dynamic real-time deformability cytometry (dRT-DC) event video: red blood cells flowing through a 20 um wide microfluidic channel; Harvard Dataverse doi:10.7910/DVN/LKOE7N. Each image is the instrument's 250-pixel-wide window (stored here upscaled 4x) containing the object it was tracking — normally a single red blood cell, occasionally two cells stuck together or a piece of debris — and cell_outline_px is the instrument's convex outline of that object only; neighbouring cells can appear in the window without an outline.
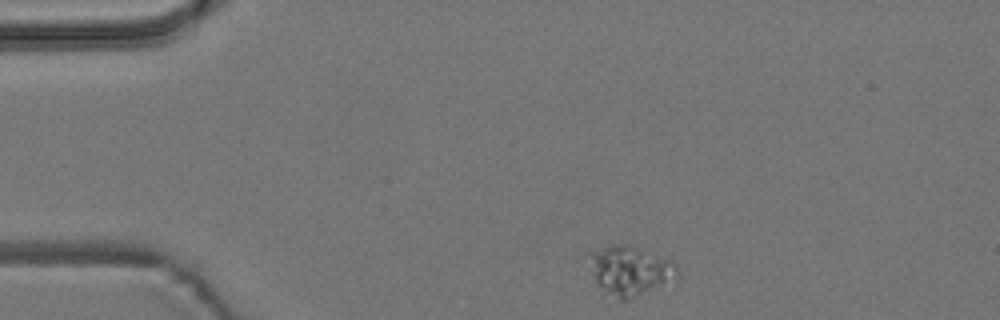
{"species": "common noctule bat (a hibernating species)", "species_latin": "Nyctalus noctula", "temperature_condition": "room temperature", "stored_images_in_passage": 4, "camera_frame_rate_fps": 3000, "um_per_image_px": 0.085, "animal": {"sex": "male", "body_mass_g": 19.2, "forearm_length_mm": 51.8}, "frame": {"image": 1, "passage_image": 1, "time_ms": 0.0, "image_size_px": [1000, 320], "cell_outline_px": [[680, 272], [676, 284], [628, 300], [620, 300], [608, 292], [596, 280], [592, 272], [588, 252], [612, 244], [620, 244], [636, 248], [668, 260], [676, 264]], "centroid_in_image_um": [53.66, 23.05], "position_along_channel_um": 31.3, "area_um2": 25.49}}
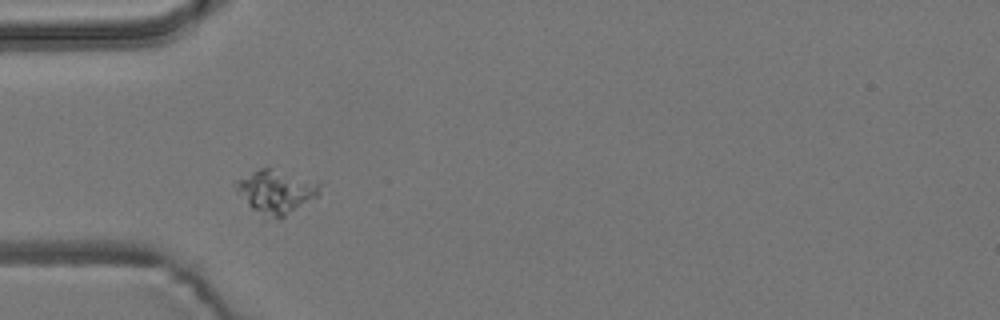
{"frame": {"image": 2, "passage_image": 3, "time_ms": 2.333, "image_size_px": [1000, 320], "cell_outline_px": [[320, 196], [280, 220], [252, 208], [248, 204], [232, 184], [236, 180], [260, 168], [268, 168], [320, 184]], "centroid_in_image_um": [23.47, 16.32], "position_along_channel_um": 61.5, "area_um2": 20.52}}
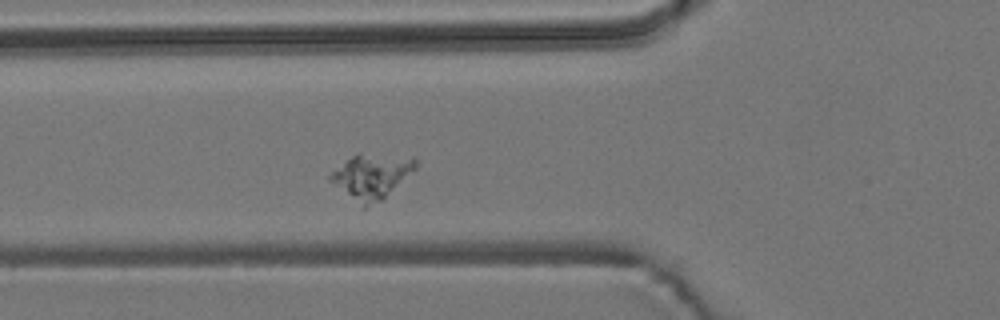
{"frame": {"image": 3, "passage_image": 4, "time_ms": 3.333, "image_size_px": [1000, 320], "cell_outline_px": [[420, 164], [384, 200], [364, 208], [328, 180], [328, 176], [332, 172], [352, 156], [360, 152], [416, 156], [420, 160]], "centroid_in_image_um": [31.67, 14.95], "position_along_channel_um": 94.1, "area_um2": 22.77}}